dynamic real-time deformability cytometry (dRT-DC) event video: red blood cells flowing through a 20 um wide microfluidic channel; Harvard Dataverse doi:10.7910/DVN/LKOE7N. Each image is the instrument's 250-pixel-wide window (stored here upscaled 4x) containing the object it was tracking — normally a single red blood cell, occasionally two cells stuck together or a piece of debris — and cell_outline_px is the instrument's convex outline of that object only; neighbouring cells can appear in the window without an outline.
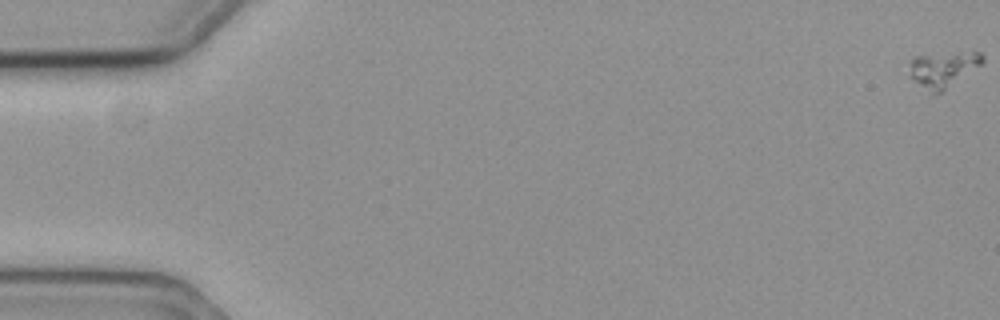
{"species": "common noctule bat (a hibernating species)", "species_latin": "Nyctalus noctula", "temperature_condition": "cold", "stored_images_in_passage": 20, "camera_frame_rate_fps": 3000, "um_per_image_px": 0.085, "animal": {"sex": "female", "body_mass_g": 19.3, "forearm_length_mm": 54.1}, "frame": {"image": 1, "passage_image": 1, "time_ms": 0.0, "image_size_px": [1000, 320], "cell_outline_px": [[984, 60], [980, 64], [936, 96], [932, 96], [908, 76], [908, 60], [916, 56], [960, 52], [980, 52], [984, 56]], "centroid_in_image_um": [80.07, 5.91], "position_along_channel_um": 4.9, "area_um2": 15.32}}
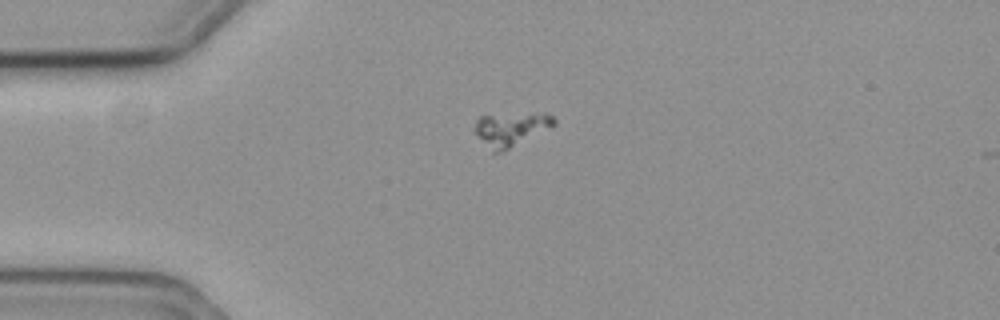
{"frame": {"image": 2, "passage_image": 16, "time_ms": 5.0, "image_size_px": [1000, 320], "cell_outline_px": [[556, 124], [552, 128], [500, 152], [492, 152], [472, 132], [472, 128], [476, 120], [480, 116], [532, 112], [548, 112], [556, 120]], "centroid_in_image_um": [43.43, 10.94], "position_along_channel_um": 41.6, "area_um2": 16.07}}